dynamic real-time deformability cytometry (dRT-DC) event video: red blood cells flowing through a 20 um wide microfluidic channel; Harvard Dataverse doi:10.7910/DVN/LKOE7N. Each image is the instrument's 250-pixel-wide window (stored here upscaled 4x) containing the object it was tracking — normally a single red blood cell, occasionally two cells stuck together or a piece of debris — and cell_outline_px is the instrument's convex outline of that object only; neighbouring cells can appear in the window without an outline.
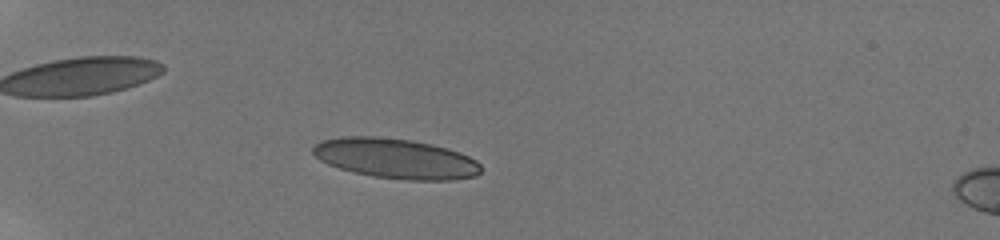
{"species": "human", "species_latin": "Homo sapiens", "temperature_condition": "room temperature", "stored_images_in_passage": 22, "camera_frame_rate_fps": 3000, "um_per_image_px": 0.085, "donor": {"sex": "male"}, "frame": {"image": 1, "passage_image": 2, "time_ms": 1.0, "image_size_px": [1000, 240], "cell_outline_px": [[480, 172], [476, 176], [452, 180], [408, 180], [372, 176], [340, 168], [328, 164], [320, 160], [312, 152], [312, 148], [320, 140], [344, 136], [376, 136], [412, 140], [432, 144], [448, 148], [460, 152], [476, 160], [480, 164]], "centroid_in_image_um": [33.64, 13.46], "position_along_channel_um": 51.4, "area_um2": 39.25}}
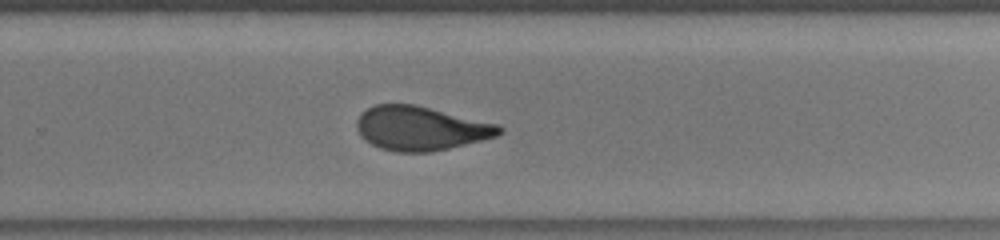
{"frame": {"image": 2, "passage_image": 15, "time_ms": 8.0, "image_size_px": [1000, 240], "cell_outline_px": [[504, 132], [496, 136], [448, 148], [428, 152], [396, 152], [380, 148], [364, 140], [360, 136], [356, 128], [356, 120], [360, 112], [376, 104], [416, 104], [496, 124], [504, 128]], "centroid_in_image_um": [35.7, 10.9], "position_along_channel_um": 294.1, "area_um2": 36.53}}
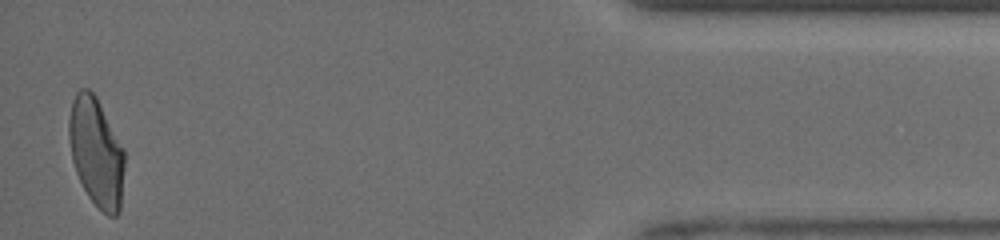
{"frame": {"image": 3, "passage_image": 22, "time_ms": 12.667, "image_size_px": [1000, 240], "cell_outline_px": [[124, 168], [120, 212], [116, 216], [108, 216], [88, 196], [76, 172], [72, 160], [68, 136], [68, 120], [72, 100], [76, 92], [80, 88], [88, 88], [96, 96], [124, 148]], "centroid_in_image_um": [8.18, 12.91], "position_along_channel_um": 427.0, "area_um2": 35.32}, "authors_computed_cell_mechanics": {"area_um2": 36.992, "velocity_mm_per_s": 4.0733, "shape_relaxation_time_tau1_ms": 4.2873, "shape_relaxation_time_tau2_ms": 1.2044, "deformation_change_tau1": 0.1484, "deformation_change_tau2": 0.0764}}